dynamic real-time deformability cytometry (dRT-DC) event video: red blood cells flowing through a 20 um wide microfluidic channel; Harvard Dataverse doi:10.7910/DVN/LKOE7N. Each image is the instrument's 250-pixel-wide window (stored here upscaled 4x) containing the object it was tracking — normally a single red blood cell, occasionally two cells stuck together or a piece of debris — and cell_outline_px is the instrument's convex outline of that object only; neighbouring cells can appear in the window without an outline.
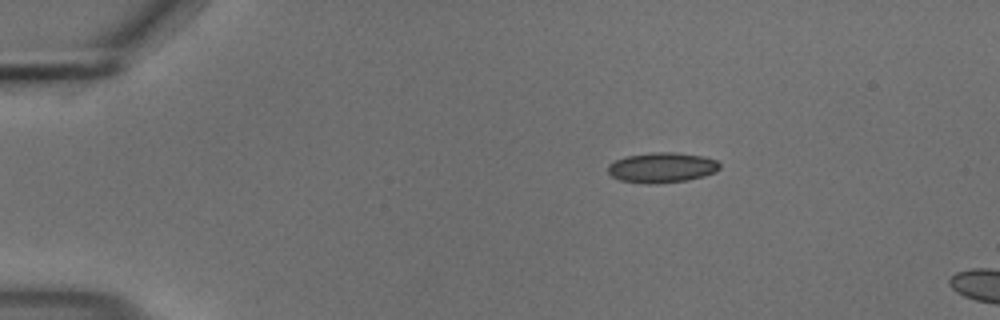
{"species": "common noctule bat (a hibernating species)", "species_latin": "Nyctalus noctula", "temperature_condition": "cold", "stored_images_in_passage": 8, "camera_frame_rate_fps": 3000, "um_per_image_px": 0.085, "animal": {"sex": "male", "body_mass_g": 18.8}, "frame": {"image": 1, "passage_image": 1, "time_ms": 0.0, "image_size_px": [1000, 320], "cell_outline_px": [[720, 168], [716, 172], [704, 176], [688, 180], [656, 184], [648, 184], [620, 180], [612, 176], [608, 172], [608, 164], [624, 156], [652, 152], [676, 152], [704, 156], [716, 160], [720, 164]], "centroid_in_image_um": [56.27, 14.24], "position_along_channel_um": 28.7, "area_um2": 19.88}}